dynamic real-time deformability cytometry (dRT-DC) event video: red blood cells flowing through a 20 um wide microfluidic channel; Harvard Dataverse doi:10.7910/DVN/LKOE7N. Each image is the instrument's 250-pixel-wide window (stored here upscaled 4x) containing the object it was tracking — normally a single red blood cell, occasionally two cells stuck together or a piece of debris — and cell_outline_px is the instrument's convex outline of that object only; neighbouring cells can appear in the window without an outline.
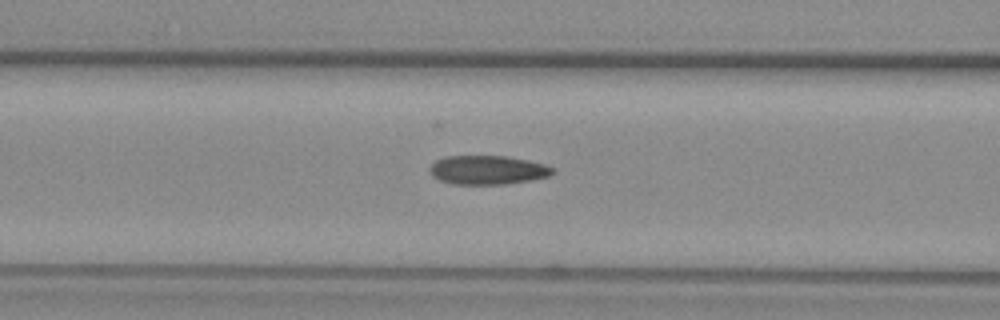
{"species": "common noctule bat (a hibernating species)", "species_latin": "Nyctalus noctula", "temperature_condition": "warm", "stored_images_in_passage": 34, "camera_frame_rate_fps": 3000, "um_per_image_px": 0.085, "animal": {"sex": "female", "body_mass_g": 29.2, "forearm_length_mm": 56.3}, "frame": {"image": 1, "passage_image": 9, "time_ms": 2.667, "image_size_px": [1000, 320], "cell_outline_px": [[556, 172], [548, 176], [532, 180], [504, 184], [452, 184], [440, 180], [432, 176], [428, 168], [436, 160], [444, 156], [508, 156], [528, 160], [544, 164], [556, 168]], "centroid_in_image_um": [41.46, 14.44], "position_along_channel_um": 125.1, "area_um2": 20.92}}
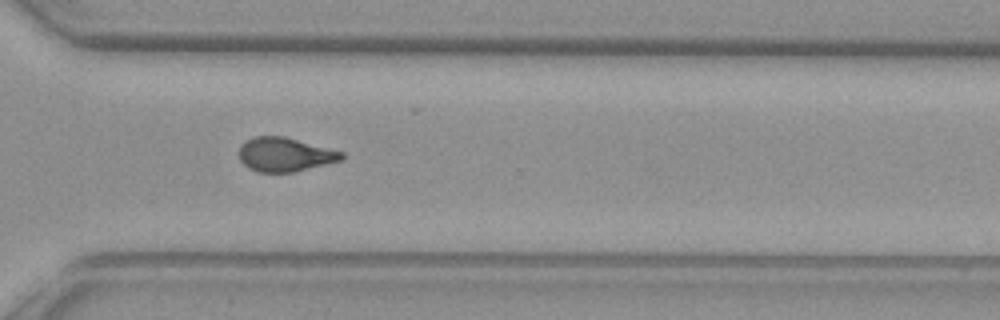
{"frame": {"image": 2, "passage_image": 26, "time_ms": 8.333, "image_size_px": [1000, 320], "cell_outline_px": [[344, 160], [292, 172], [256, 172], [248, 168], [240, 160], [240, 144], [244, 140], [252, 136], [284, 136], [344, 152]], "centroid_in_image_um": [24.21, 13.13], "position_along_channel_um": 346.4, "area_um2": 20.46}}
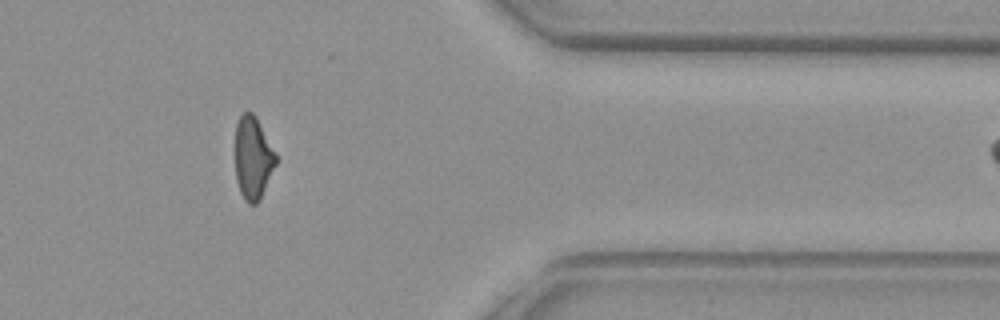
{"frame": {"image": 3, "passage_image": 31, "time_ms": 10.0, "image_size_px": [1000, 320], "cell_outline_px": [[276, 164], [260, 200], [256, 204], [248, 204], [244, 200], [240, 192], [236, 180], [236, 124], [240, 116], [244, 112], [252, 112], [276, 152]], "centroid_in_image_um": [21.5, 13.47], "position_along_channel_um": 389.9, "area_um2": 19.42}}